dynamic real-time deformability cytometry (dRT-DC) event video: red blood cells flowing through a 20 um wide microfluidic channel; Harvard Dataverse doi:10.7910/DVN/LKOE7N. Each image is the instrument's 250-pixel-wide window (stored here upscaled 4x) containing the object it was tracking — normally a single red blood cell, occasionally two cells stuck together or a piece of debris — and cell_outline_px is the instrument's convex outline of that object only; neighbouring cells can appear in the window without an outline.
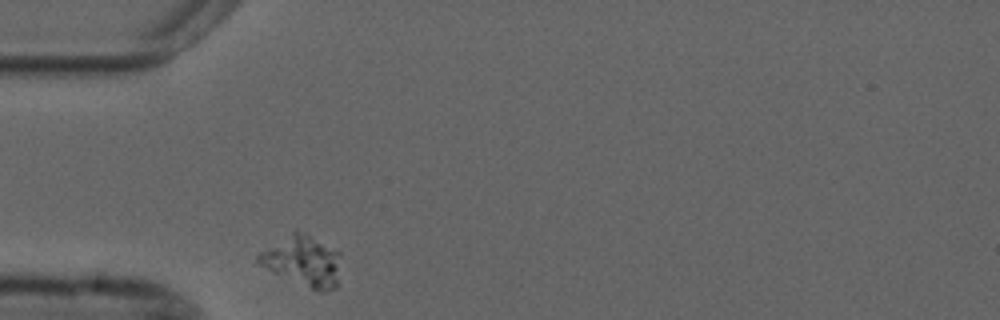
{"species": "common noctule bat (a hibernating species)", "species_latin": "Nyctalus noctula", "temperature_condition": "cold", "stored_images_in_passage": 43, "camera_frame_rate_fps": 3000, "um_per_image_px": 0.085, "animal": {"sex": "male", "forearm_length_mm": 52.5}, "frame": {"image": 1, "passage_image": 1, "time_ms": 0.0, "image_size_px": [1000, 320], "cell_outline_px": [[340, 252], [336, 288], [324, 292], [320, 292], [276, 272], [260, 264], [256, 260], [256, 256], [260, 252], [296, 228]], "centroid_in_image_um": [25.76, 22.15], "position_along_channel_um": 59.2, "area_um2": 23.52}}
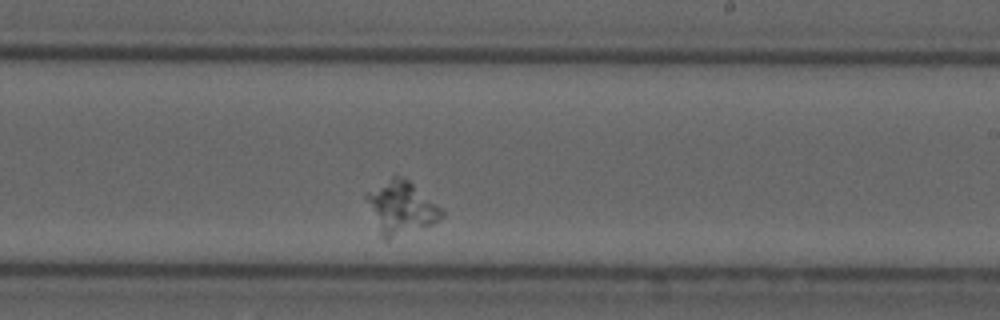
{"frame": {"image": 2, "passage_image": 19, "time_ms": 6.0, "image_size_px": [1000, 320], "cell_outline_px": [[444, 216], [440, 220], [432, 224], [388, 240], [384, 240], [380, 236], [364, 196], [392, 176], [400, 176], [408, 180], [440, 208], [444, 212]], "centroid_in_image_um": [34.07, 17.69], "position_along_channel_um": 254.9, "area_um2": 22.66}}
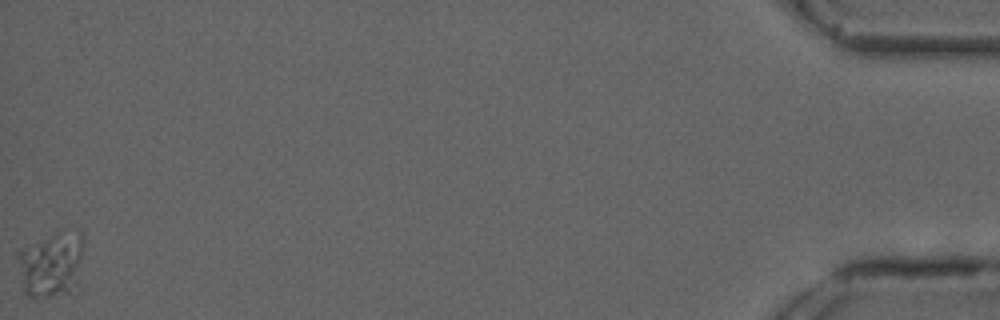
{"frame": {"image": 3, "passage_image": 43, "time_ms": 14.0, "image_size_px": [1000, 320], "cell_outline_px": [[84, 244], [68, 292], [52, 296], [28, 296], [24, 292], [16, 256], [24, 248], [56, 232], [84, 232]], "centroid_in_image_um": [4.29, 22.42], "position_along_channel_um": 430.9, "area_um2": 23.64}}